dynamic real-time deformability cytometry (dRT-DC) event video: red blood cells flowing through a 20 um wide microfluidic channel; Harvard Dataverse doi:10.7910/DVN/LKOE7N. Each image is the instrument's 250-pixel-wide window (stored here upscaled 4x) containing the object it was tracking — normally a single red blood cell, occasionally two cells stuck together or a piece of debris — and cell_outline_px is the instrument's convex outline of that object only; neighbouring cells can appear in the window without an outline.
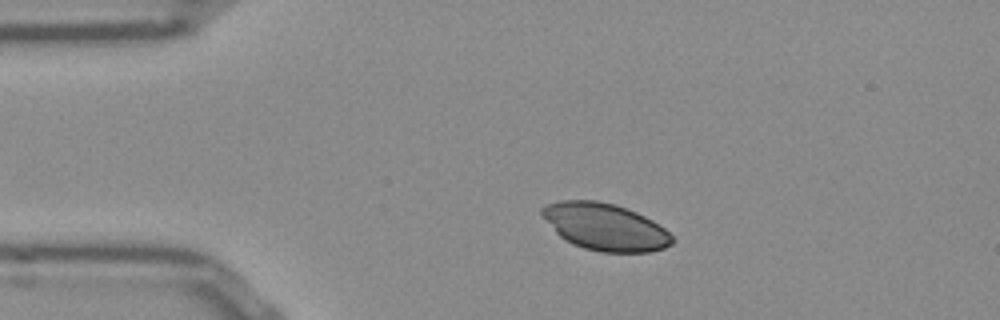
{"species": "Egyptian fruit bat (a non-hibernating species)", "species_latin": "Rousettus aegyptiacus", "temperature_condition": "room temperature", "stored_images_in_passage": 43, "camera_frame_rate_fps": 3000, "um_per_image_px": 0.085, "frame": {"image": 1, "passage_image": 1, "time_ms": 0.0, "image_size_px": [1000, 320], "cell_outline_px": [[672, 244], [664, 248], [648, 252], [600, 252], [584, 248], [572, 244], [564, 240], [556, 232], [540, 212], [540, 208], [548, 204], [560, 200], [596, 200], [616, 204], [636, 212], [652, 220], [664, 228], [672, 236]], "centroid_in_image_um": [51.42, 19.28], "position_along_channel_um": 33.6, "area_um2": 35.55}}